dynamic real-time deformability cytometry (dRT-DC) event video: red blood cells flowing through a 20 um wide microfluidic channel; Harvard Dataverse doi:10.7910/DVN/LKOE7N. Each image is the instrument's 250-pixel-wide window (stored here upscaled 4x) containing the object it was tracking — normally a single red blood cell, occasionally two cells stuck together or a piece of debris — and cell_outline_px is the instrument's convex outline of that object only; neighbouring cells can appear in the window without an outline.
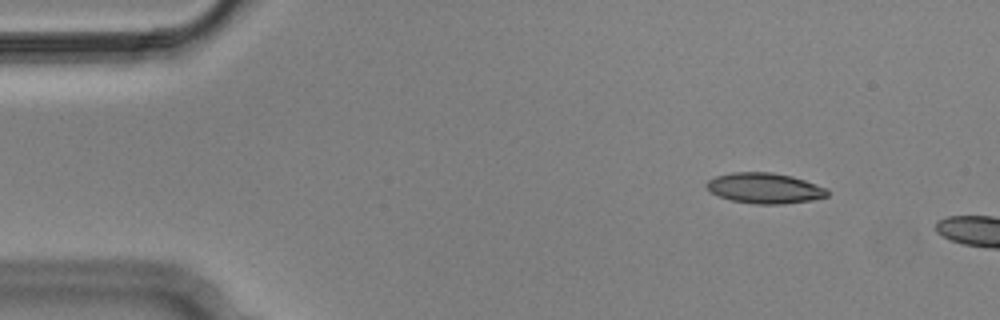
{"species": "Egyptian fruit bat (a non-hibernating species)", "species_latin": "Rousettus aegyptiacus", "temperature_condition": "cold", "stored_images_in_passage": 3, "camera_frame_rate_fps": 3000, "um_per_image_px": 0.085, "animal": {"sex": "male"}, "frame": {"image": 1, "passage_image": 2, "time_ms": 0.333, "image_size_px": [1000, 320], "cell_outline_px": [[828, 196], [812, 200], [780, 204], [756, 204], [732, 200], [720, 196], [712, 192], [704, 184], [708, 180], [716, 176], [732, 172], [772, 172], [792, 176], [828, 188]], "centroid_in_image_um": [65.01, 15.98], "position_along_channel_um": 20.0, "area_um2": 21.39}}